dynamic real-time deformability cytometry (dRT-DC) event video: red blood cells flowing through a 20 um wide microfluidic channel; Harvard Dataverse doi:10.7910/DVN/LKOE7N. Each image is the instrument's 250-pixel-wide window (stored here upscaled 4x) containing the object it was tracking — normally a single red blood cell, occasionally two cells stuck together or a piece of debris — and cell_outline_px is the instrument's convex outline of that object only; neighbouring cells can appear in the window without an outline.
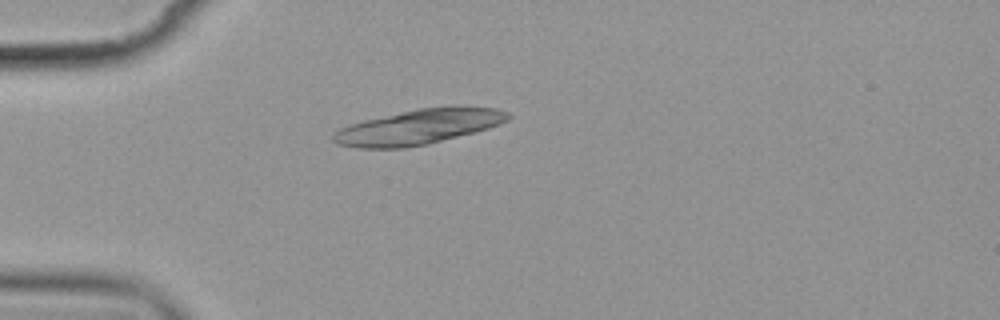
{"species": "common noctule bat (a hibernating species)", "species_latin": "Nyctalus noctula", "temperature_condition": "cold", "stored_images_in_passage": 1, "camera_frame_rate_fps": 3000, "um_per_image_px": 0.085, "animal": {"sex": "female", "body_mass_g": 19.9}, "frame": {"image": 1, "passage_image": 1, "time_ms": 0.0, "image_size_px": [1000, 320], "cell_outline_px": [[512, 116], [508, 120], [500, 124], [488, 128], [428, 144], [404, 148], [356, 148], [336, 144], [332, 140], [332, 132], [348, 124], [364, 120], [416, 108], [452, 104], [460, 104], [496, 108], [508, 112]], "centroid_in_image_um": [35.6, 10.75], "position_along_channel_um": 49.4, "area_um2": 36.47}}